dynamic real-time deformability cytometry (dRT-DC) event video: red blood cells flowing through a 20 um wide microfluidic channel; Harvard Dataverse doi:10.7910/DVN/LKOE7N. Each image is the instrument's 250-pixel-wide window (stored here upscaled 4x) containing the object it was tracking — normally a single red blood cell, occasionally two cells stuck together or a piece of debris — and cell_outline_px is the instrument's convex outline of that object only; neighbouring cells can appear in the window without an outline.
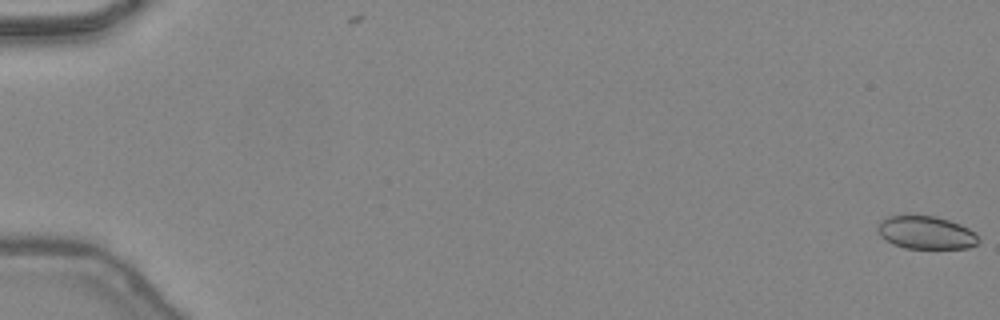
{"species": "common noctule bat (a hibernating species)", "species_latin": "Nyctalus noctula", "temperature_condition": "warm", "stored_images_in_passage": 49, "segment_of_instrument_passage": [1, 2], "camera_frame_rate_fps": 3000, "um_per_image_px": 0.085, "animal": {"sex": "female", "body_mass_g": 24.6, "forearm_length_mm": 56.2}, "frame": {"image": 1, "passage_image": 1, "time_ms": 0.0, "image_size_px": [1000, 320], "cell_outline_px": [[980, 240], [976, 244], [968, 248], [904, 248], [892, 244], [880, 236], [876, 228], [880, 220], [888, 216], [936, 216], [960, 224], [976, 232]], "centroid_in_image_um": [78.7, 19.77], "position_along_channel_um": 6.3, "area_um2": 19.42}}
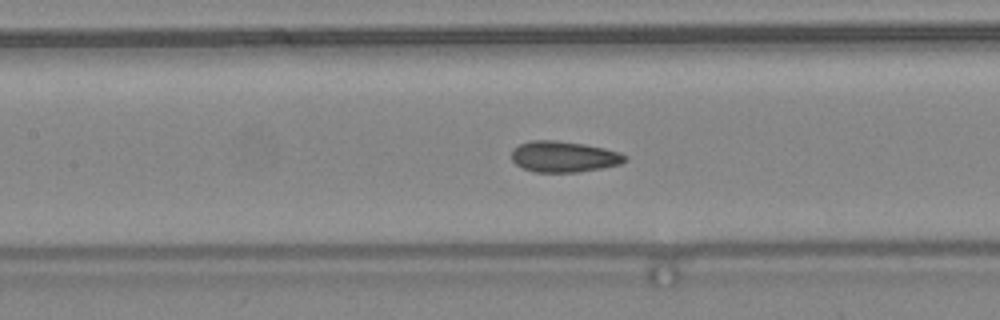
{"frame": {"image": 2, "passage_image": 24, "time_ms": 7.667, "image_size_px": [1000, 320], "cell_outline_px": [[628, 160], [620, 164], [580, 172], [532, 172], [516, 164], [512, 160], [512, 148], [528, 140], [556, 140], [584, 144], [604, 148], [620, 152], [628, 156]], "centroid_in_image_um": [47.93, 13.31], "position_along_channel_um": 159.5, "area_um2": 20.63}}
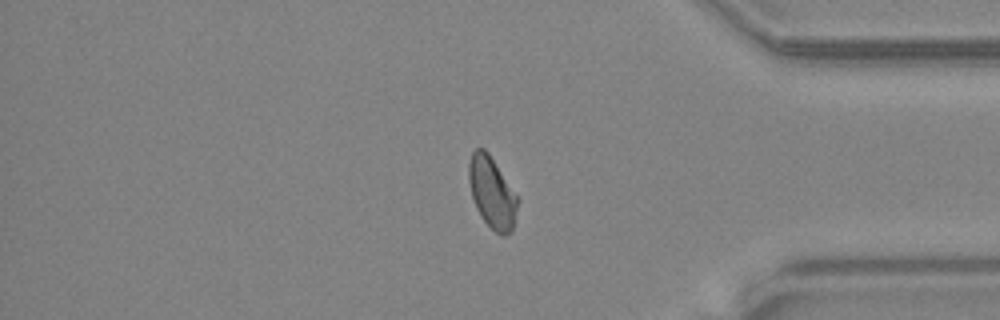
{"frame": {"image": 3, "passage_image": 41, "time_ms": 13.333, "image_size_px": [1000, 320], "cell_outline_px": [[520, 200], [512, 232], [504, 236], [500, 236], [480, 216], [476, 208], [472, 196], [468, 180], [468, 164], [472, 152], [476, 148], [484, 148], [488, 152]], "centroid_in_image_um": [41.83, 16.39], "position_along_channel_um": 393.4, "area_um2": 20.4}}